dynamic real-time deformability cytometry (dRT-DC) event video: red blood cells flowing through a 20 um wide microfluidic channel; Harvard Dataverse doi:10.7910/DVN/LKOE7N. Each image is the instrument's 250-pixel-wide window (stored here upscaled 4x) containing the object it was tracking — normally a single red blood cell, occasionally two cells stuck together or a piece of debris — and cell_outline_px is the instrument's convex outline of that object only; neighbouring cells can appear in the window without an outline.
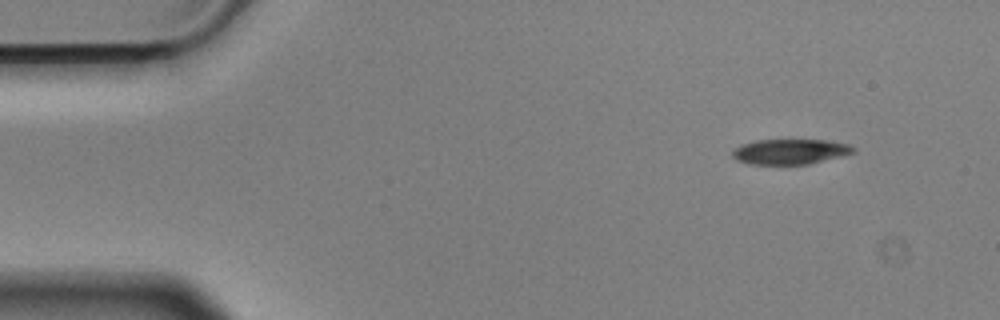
{"species": "Egyptian fruit bat (a non-hibernating species)", "species_latin": "Rousettus aegyptiacus", "temperature_condition": "cold", "stored_images_in_passage": 51, "camera_frame_rate_fps": 3000, "um_per_image_px": 0.085, "animal": {"sex": "male"}, "frame": {"image": 1, "passage_image": 1, "time_ms": 0.0, "image_size_px": [1000, 320], "cell_outline_px": [[856, 152], [808, 164], [748, 164], [736, 160], [732, 156], [732, 148], [740, 144], [756, 140], [832, 140], [848, 144], [856, 148]], "centroid_in_image_um": [67.13, 12.88], "position_along_channel_um": 17.9, "area_um2": 17.92}}
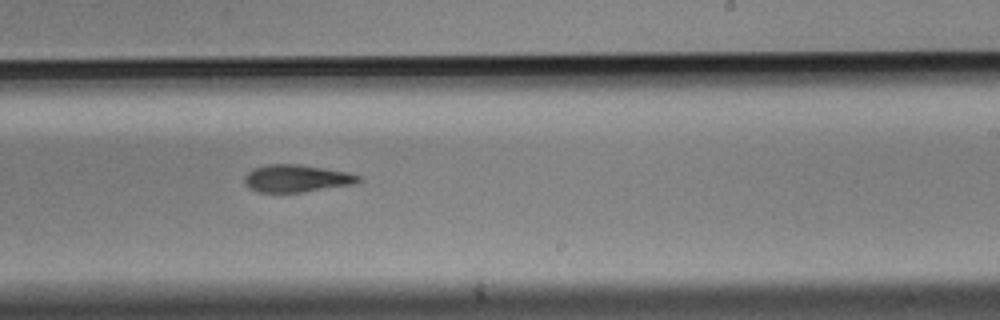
{"frame": {"image": 2, "passage_image": 29, "time_ms": 9.333, "image_size_px": [1000, 320], "cell_outline_px": [[364, 180], [356, 184], [304, 192], [260, 192], [248, 188], [244, 184], [244, 176], [252, 168], [268, 164], [300, 164], [348, 172], [360, 176]], "centroid_in_image_um": [25.22, 15.16], "position_along_channel_um": 263.8, "area_um2": 18.5}}
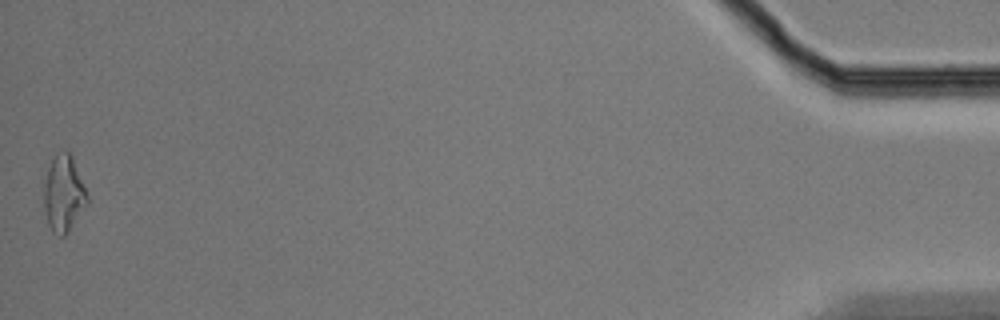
{"frame": {"image": 3, "passage_image": 51, "time_ms": 16.667, "image_size_px": [1000, 320], "cell_outline_px": [[88, 204], [68, 232], [64, 236], [56, 236], [52, 232], [48, 224], [44, 208], [44, 184], [48, 168], [56, 152], [64, 148], [72, 156], [88, 196]], "centroid_in_image_um": [5.41, 16.47], "position_along_channel_um": 429.8, "area_um2": 19.36}, "authors_computed_cell_mechanics": {"area_um2": 18.9006, "velocity_mm_per_s": 3.5803, "shape_relaxation_time_tau1_ms": 5.4035, "shape_relaxation_time_tau2_ms": null, "deformation_change_tau1": 0.1498, "deformation_change_tau2": null}}